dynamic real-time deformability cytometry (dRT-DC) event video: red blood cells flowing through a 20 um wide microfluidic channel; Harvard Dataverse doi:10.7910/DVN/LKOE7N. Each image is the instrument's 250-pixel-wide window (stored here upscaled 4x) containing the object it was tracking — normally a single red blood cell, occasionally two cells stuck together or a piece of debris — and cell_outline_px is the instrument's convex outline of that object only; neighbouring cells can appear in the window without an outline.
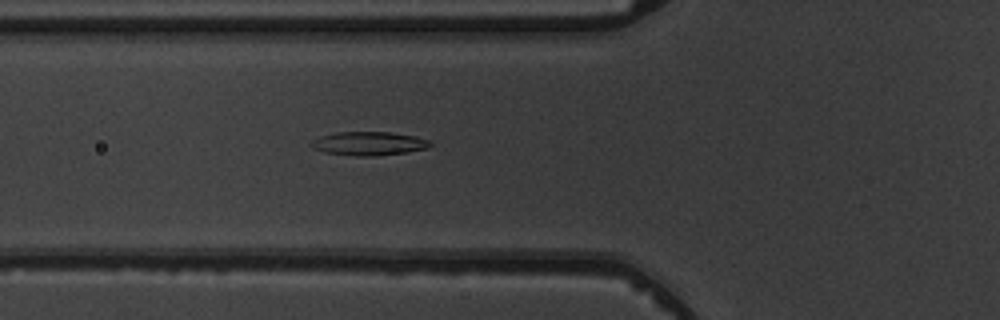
{"species": "common noctule bat (a hibernating species)", "species_latin": "Nyctalus noctula", "temperature_condition": "warm", "stored_images_in_passage": 3, "camera_frame_rate_fps": 3000, "um_per_image_px": 0.085, "animal": {"sex": "male", "body_mass_g": 19.5, "forearm_length_mm": 54.6}, "frame": {"image": 1, "passage_image": 2, "time_ms": 1.0, "image_size_px": [1000, 320], "cell_outline_px": [[432, 144], [428, 148], [408, 152], [376, 156], [356, 156], [324, 152], [312, 148], [308, 144], [312, 140], [320, 136], [336, 132], [388, 132], [416, 136], [432, 140]], "centroid_in_image_um": [31.36, 12.2], "position_along_channel_um": 94.4, "area_um2": 16.65}}